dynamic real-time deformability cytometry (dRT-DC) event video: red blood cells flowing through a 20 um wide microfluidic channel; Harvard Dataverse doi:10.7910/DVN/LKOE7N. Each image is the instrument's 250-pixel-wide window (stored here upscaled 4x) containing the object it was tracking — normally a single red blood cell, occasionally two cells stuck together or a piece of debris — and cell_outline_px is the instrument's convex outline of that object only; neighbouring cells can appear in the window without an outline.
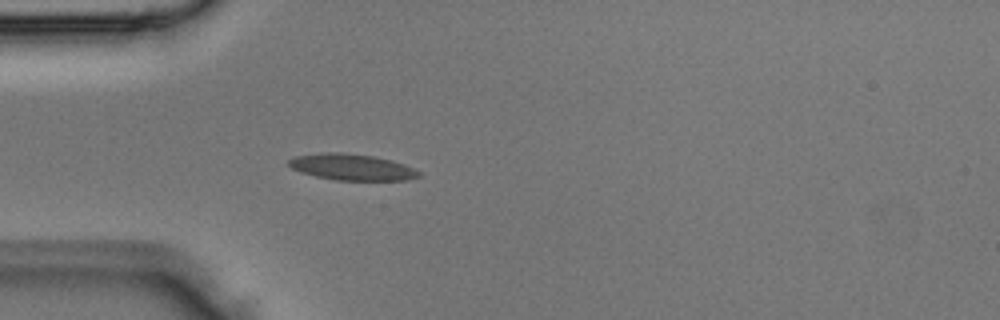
{"species": "Egyptian fruit bat (a non-hibernating species)", "species_latin": "Rousettus aegyptiacus", "temperature_condition": "room temperature", "stored_images_in_passage": 2, "camera_frame_rate_fps": 3000, "um_per_image_px": 0.085, "animal": {"sex": "male"}, "frame": {"image": 1, "passage_image": 2, "time_ms": 0.333, "image_size_px": [1000, 320], "cell_outline_px": [[420, 176], [408, 180], [336, 180], [316, 176], [300, 172], [292, 168], [288, 164], [288, 160], [296, 156], [324, 152], [340, 152], [372, 156], [392, 160], [404, 164], [420, 172]], "centroid_in_image_um": [29.9, 14.2], "position_along_channel_um": 55.1, "area_um2": 19.77}}